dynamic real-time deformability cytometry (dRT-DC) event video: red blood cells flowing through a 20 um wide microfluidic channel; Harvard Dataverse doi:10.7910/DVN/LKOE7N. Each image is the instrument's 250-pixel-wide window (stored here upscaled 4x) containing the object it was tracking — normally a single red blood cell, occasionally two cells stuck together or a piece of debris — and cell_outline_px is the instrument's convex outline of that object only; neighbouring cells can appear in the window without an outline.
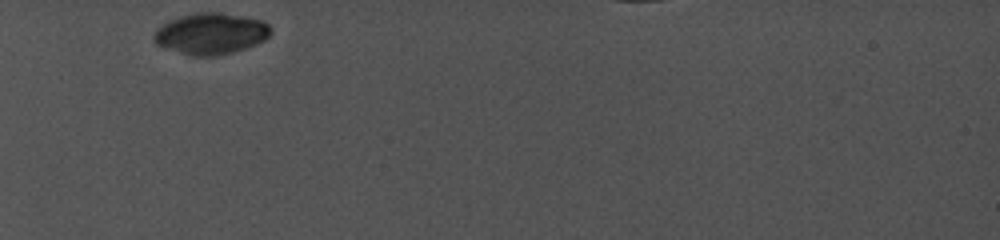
{"species": "common noctule bat (a hibernating species)", "species_latin": "Nyctalus noctula", "temperature_condition": "cold", "stored_images_in_passage": 23, "camera_frame_rate_fps": 5000, "um_per_image_px": 0.085, "animal": {"sex": "female", "body_mass_g": 19.0, "forearm_length_mm": 56.7}, "frame": {"image": 1, "passage_image": 1, "time_ms": 0.0, "image_size_px": [1000, 240], "cell_outline_px": [[272, 32], [264, 40], [256, 44], [232, 52], [212, 56], [192, 56], [156, 44], [152, 40], [152, 36], [156, 28], [168, 20], [180, 16], [196, 12], [220, 12], [264, 20], [272, 28]], "centroid_in_image_um": [17.91, 2.84], "position_along_channel_um": 67.1, "area_um2": 28.21}}
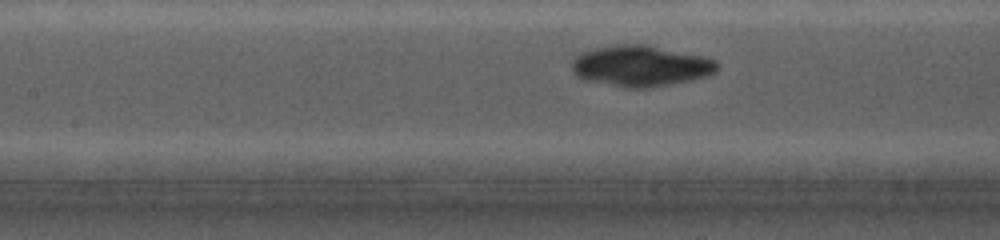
{"frame": {"image": 2, "passage_image": 7, "time_ms": 3.0, "image_size_px": [1000, 240], "cell_outline_px": [[720, 64], [716, 72], [708, 76], [692, 80], [672, 84], [648, 88], [624, 88], [584, 80], [576, 76], [572, 72], [572, 60], [580, 52], [592, 48], [616, 44], [644, 44], [704, 56], [716, 60]], "centroid_in_image_um": [54.45, 5.61], "position_along_channel_um": 153.0, "area_um2": 35.26}}
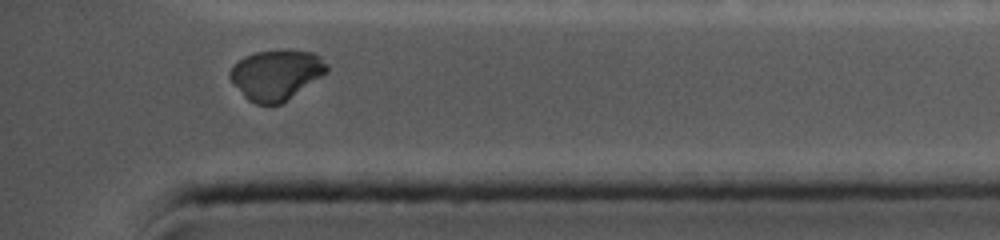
{"frame": {"image": 3, "passage_image": 22, "time_ms": 9.6, "image_size_px": [1000, 240], "cell_outline_px": [[328, 72], [280, 104], [256, 104], [248, 100], [244, 96], [228, 76], [228, 72], [244, 56], [256, 52], [312, 52], [320, 56], [328, 64]], "centroid_in_image_um": [23.48, 6.38], "position_along_channel_um": 411.7, "area_um2": 27.51}}